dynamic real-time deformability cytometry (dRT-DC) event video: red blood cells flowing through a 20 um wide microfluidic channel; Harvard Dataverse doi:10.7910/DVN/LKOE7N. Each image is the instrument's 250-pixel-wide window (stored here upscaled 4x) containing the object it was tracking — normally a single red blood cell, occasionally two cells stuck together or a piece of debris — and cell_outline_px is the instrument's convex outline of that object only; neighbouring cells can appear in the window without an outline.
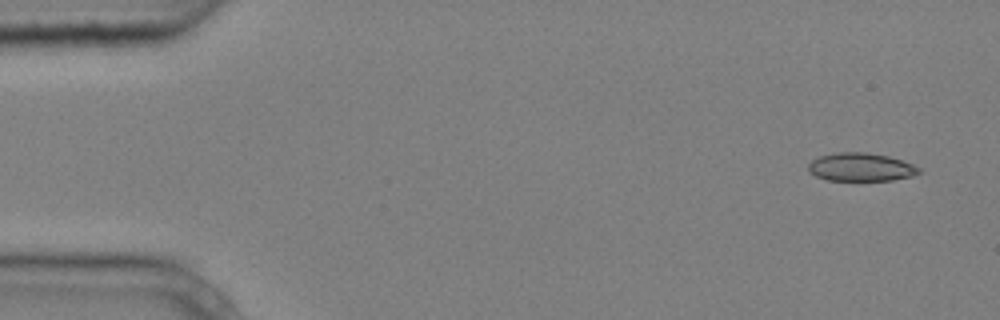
{"species": "common noctule bat (a hibernating species)", "species_latin": "Nyctalus noctula", "temperature_condition": "cold", "stored_images_in_passage": 5, "camera_frame_rate_fps": 3000, "um_per_image_px": 0.085, "animal": {"sex": "male", "body_mass_g": 20.4}, "frame": {"image": 1, "passage_image": 1, "time_ms": 0.0, "image_size_px": [1000, 320], "cell_outline_px": [[920, 172], [912, 176], [892, 180], [828, 180], [816, 176], [808, 172], [808, 164], [812, 160], [820, 156], [840, 152], [864, 152], [888, 156], [912, 164], [920, 168]], "centroid_in_image_um": [73.15, 14.2], "position_along_channel_um": 11.9, "area_um2": 18.03}}
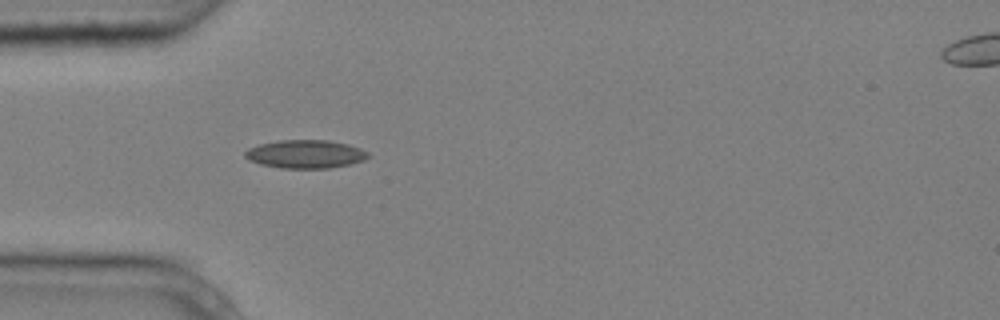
{"frame": {"image": 2, "passage_image": 4, "time_ms": 1.0, "image_size_px": [1000, 320], "cell_outline_px": [[372, 156], [364, 160], [352, 164], [328, 168], [280, 168], [260, 164], [248, 160], [244, 156], [244, 152], [248, 148], [260, 144], [280, 140], [328, 140], [348, 144], [360, 148], [368, 152]], "centroid_in_image_um": [25.98, 13.1], "position_along_channel_um": 59.0, "area_um2": 20.46}}